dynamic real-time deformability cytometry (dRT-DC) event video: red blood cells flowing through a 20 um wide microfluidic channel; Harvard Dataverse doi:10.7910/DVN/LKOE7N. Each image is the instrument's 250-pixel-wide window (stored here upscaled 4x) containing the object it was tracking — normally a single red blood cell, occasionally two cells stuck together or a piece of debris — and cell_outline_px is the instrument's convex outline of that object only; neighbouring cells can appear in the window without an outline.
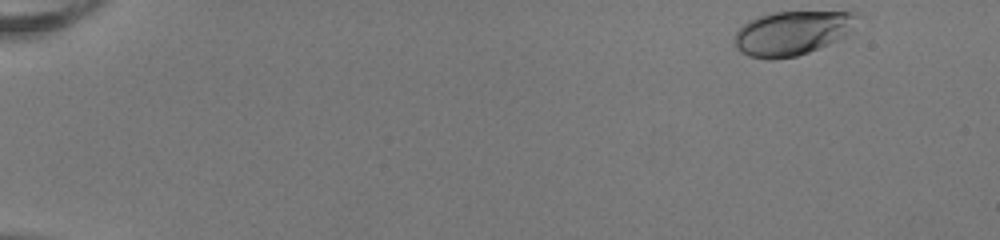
{"species": "human", "species_latin": "Homo sapiens", "temperature_condition": "room temperature", "stored_images_in_passage": 49, "camera_frame_rate_fps": 3000, "um_per_image_px": 0.085, "donor": {"sex": "female"}, "frame": {"image": 1, "passage_image": 1, "time_ms": 0.0, "image_size_px": [1000, 240], "cell_outline_px": [[860, 16], [848, 32], [844, 36], [828, 44], [808, 52], [796, 56], [772, 60], [768, 60], [748, 56], [740, 52], [736, 48], [736, 32], [748, 20], [768, 12], [860, 12]], "centroid_in_image_um": [67.31, 2.81], "position_along_channel_um": 17.7, "area_um2": 31.5}}
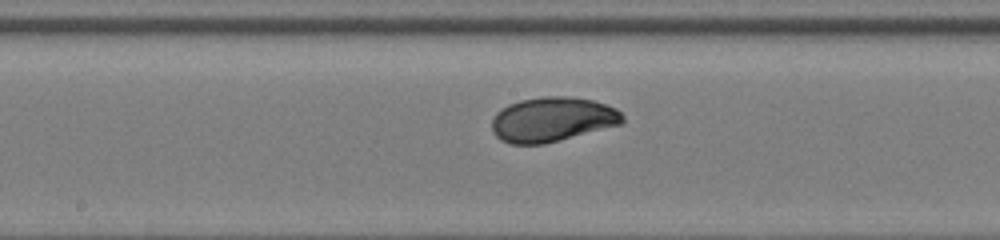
{"frame": {"image": 2, "passage_image": 26, "time_ms": 8.333, "image_size_px": [1000, 240], "cell_outline_px": [[624, 120], [620, 124], [560, 140], [544, 144], [508, 144], [500, 140], [492, 132], [492, 120], [496, 112], [508, 104], [520, 100], [540, 96], [568, 96], [592, 100], [616, 108], [624, 116]], "centroid_in_image_um": [46.9, 10.15], "position_along_channel_um": 201.3, "area_um2": 34.04}}
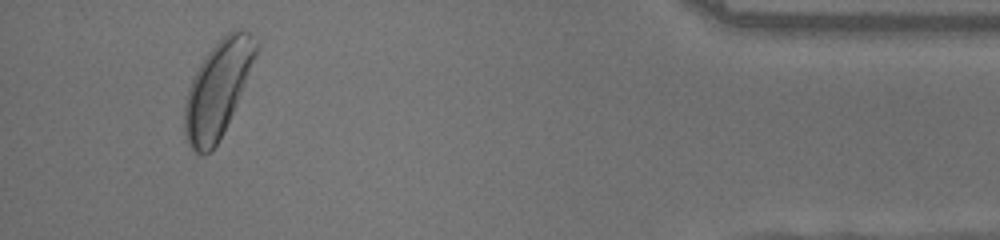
{"frame": {"image": 3, "passage_image": 46, "time_ms": 15.0, "image_size_px": [1000, 240], "cell_outline_px": [[260, 44], [244, 84], [232, 112], [216, 144], [208, 152], [196, 152], [188, 144], [184, 132], [184, 104], [188, 88], [204, 56], [232, 28], [240, 28], [248, 32], [260, 40]], "centroid_in_image_um": [18.5, 7.5], "position_along_channel_um": 416.7, "area_um2": 38.9}, "authors_computed_cell_mechanics": {"area_um2": 33.3506, "velocity_mm_per_s": 4.0132, "shape_relaxation_time_tau1_ms": 2.0318, "shape_relaxation_time_tau2_ms": null, "deformation_change_tau1": 0.1189, "deformation_change_tau2": null}}